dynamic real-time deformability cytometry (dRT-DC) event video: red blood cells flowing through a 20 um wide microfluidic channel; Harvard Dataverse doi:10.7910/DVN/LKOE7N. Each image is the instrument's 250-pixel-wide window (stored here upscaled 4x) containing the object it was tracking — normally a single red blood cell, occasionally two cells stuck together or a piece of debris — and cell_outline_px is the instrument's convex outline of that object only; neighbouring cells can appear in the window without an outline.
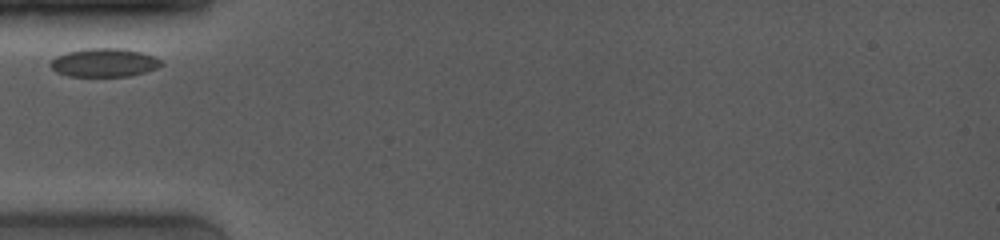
{"species": "common noctule bat (a hibernating species)", "species_latin": "Nyctalus noctula", "temperature_condition": "room temperature", "stored_images_in_passage": 12, "camera_frame_rate_fps": 4000, "um_per_image_px": 0.085, "animal": {"sex": "female", "body_mass_g": 19.0, "forearm_length_mm": 53.3}, "frame": {"image": 1, "passage_image": 1, "time_ms": 0.0, "image_size_px": [1000, 240], "cell_outline_px": [[164, 64], [156, 68], [144, 72], [128, 76], [68, 76], [56, 72], [48, 64], [56, 56], [68, 52], [88, 48], [124, 48], [140, 52], [152, 56], [160, 60]], "centroid_in_image_um": [8.83, 5.32], "position_along_channel_um": 76.2, "area_um2": 18.26}}
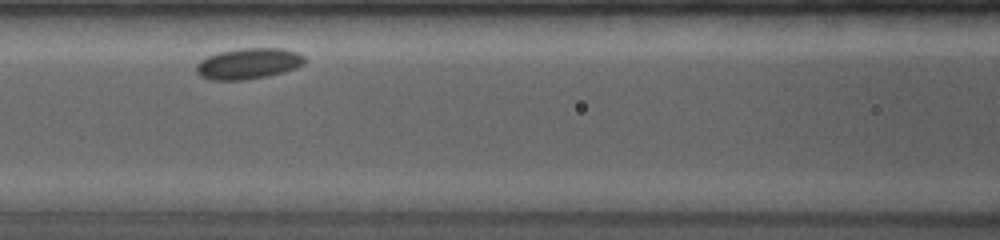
{"frame": {"image": 2, "passage_image": 4, "time_ms": 2.0, "image_size_px": [1000, 240], "cell_outline_px": [[304, 64], [296, 68], [284, 72], [244, 80], [208, 80], [200, 76], [196, 72], [196, 64], [200, 60], [208, 56], [220, 52], [236, 48], [284, 48], [296, 52], [304, 56]], "centroid_in_image_um": [21.09, 5.4], "position_along_channel_um": 145.5, "area_um2": 19.59}}
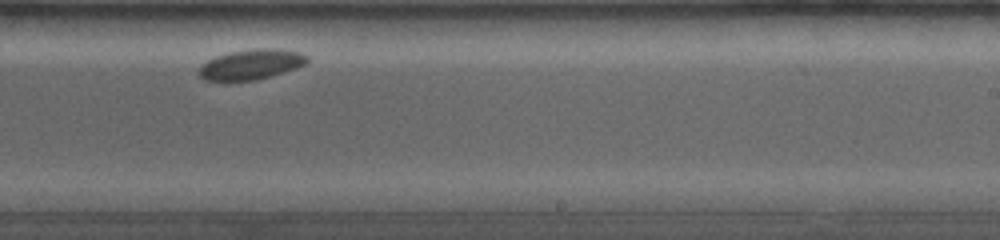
{"frame": {"image": 3, "passage_image": 9, "time_ms": 5.5, "image_size_px": [1000, 240], "cell_outline_px": [[308, 64], [284, 72], [256, 80], [204, 80], [196, 72], [208, 60], [216, 56], [228, 52], [260, 48], [272, 48], [300, 52], [308, 56]], "centroid_in_image_um": [21.38, 5.47], "position_along_channel_um": 267.6, "area_um2": 18.9}}